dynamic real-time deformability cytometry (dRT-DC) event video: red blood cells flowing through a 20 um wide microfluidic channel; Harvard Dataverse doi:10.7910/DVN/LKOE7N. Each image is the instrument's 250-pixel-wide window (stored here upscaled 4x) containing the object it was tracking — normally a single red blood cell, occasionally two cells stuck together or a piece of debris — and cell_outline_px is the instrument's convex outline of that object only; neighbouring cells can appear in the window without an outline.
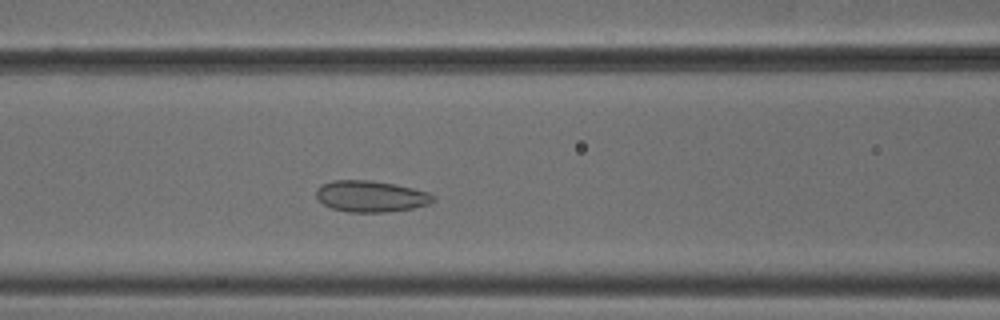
{"species": "common noctule bat (a hibernating species)", "species_latin": "Nyctalus noctula", "temperature_condition": "cold", "stored_images_in_passage": 44, "camera_frame_rate_fps": 3000, "um_per_image_px": 0.085, "animal": {"sex": "male", "body_mass_g": 18.8}, "frame": {"image": 1, "passage_image": 14, "time_ms": 4.333, "image_size_px": [1000, 320], "cell_outline_px": [[436, 200], [428, 204], [412, 208], [384, 212], [348, 212], [332, 208], [324, 204], [316, 196], [316, 188], [320, 184], [332, 180], [372, 180], [396, 184], [428, 192], [436, 196]], "centroid_in_image_um": [31.52, 16.67], "position_along_channel_um": 135.1, "area_um2": 21.44}}
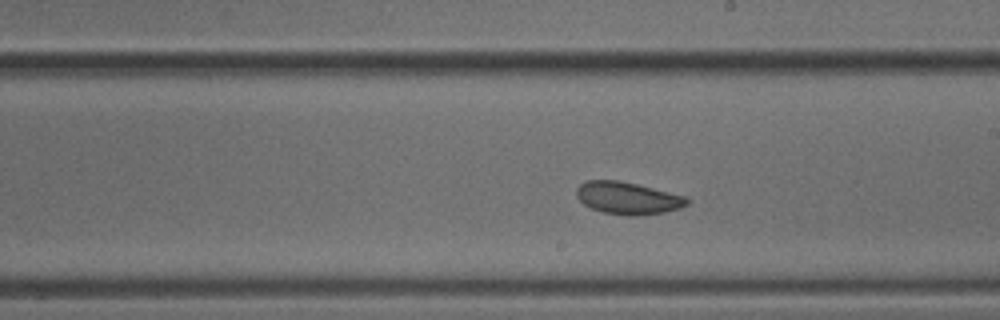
{"frame": {"image": 2, "passage_image": 22, "time_ms": 7.0, "image_size_px": [1000, 320], "cell_outline_px": [[688, 204], [680, 208], [664, 212], [644, 216], [628, 216], [604, 212], [592, 208], [584, 204], [576, 196], [576, 188], [580, 184], [588, 180], [620, 180], [688, 196]], "centroid_in_image_um": [53.38, 16.84], "position_along_channel_um": 235.6, "area_um2": 20.98}}
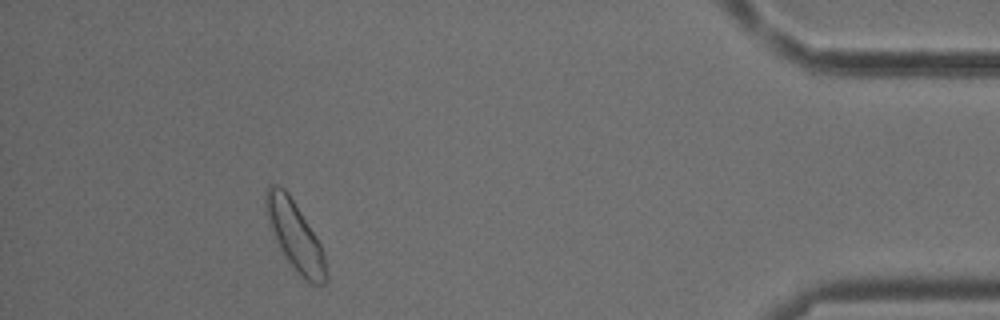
{"frame": {"image": 3, "passage_image": 40, "time_ms": 13.0, "image_size_px": [1000, 320], "cell_outline_px": [[328, 280], [324, 284], [312, 284], [284, 256], [276, 240], [268, 220], [264, 200], [264, 196], [268, 184], [276, 184], [284, 188], [288, 192], [316, 236], [320, 244], [324, 256], [328, 276]], "centroid_in_image_um": [25.07, 19.98], "position_along_channel_um": 410.1, "area_um2": 23.58}, "authors_computed_cell_mechanics": {"area_um2": 21.964, "velocity_mm_per_s": 3.7781, "shape_relaxation_time_tau1_ms": null, "shape_relaxation_time_tau2_ms": 1.7061, "deformation_change_tau1": null, "deformation_change_tau2": 0.0489}}